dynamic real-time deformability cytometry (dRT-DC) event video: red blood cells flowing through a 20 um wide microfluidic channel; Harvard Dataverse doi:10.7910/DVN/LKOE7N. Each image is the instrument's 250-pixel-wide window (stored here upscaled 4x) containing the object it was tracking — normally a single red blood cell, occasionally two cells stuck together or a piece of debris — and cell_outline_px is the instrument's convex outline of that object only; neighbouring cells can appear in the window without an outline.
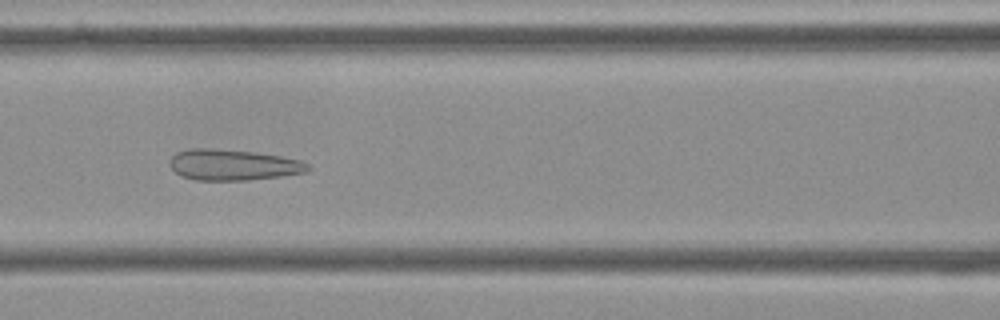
{"species": "Egyptian fruit bat (a non-hibernating species)", "species_latin": "Rousettus aegyptiacus", "temperature_condition": "cold", "stored_images_in_passage": 45, "camera_frame_rate_fps": 3000, "um_per_image_px": 0.085, "frame": {"image": 1, "passage_image": 14, "time_ms": 4.333, "image_size_px": [1000, 320], "cell_outline_px": [[312, 168], [308, 172], [280, 176], [248, 180], [196, 180], [180, 176], [168, 164], [168, 160], [176, 152], [188, 148], [208, 148], [252, 152], [280, 156], [300, 160], [308, 164]], "centroid_in_image_um": [19.78, 14.01], "position_along_channel_um": 146.8, "area_um2": 24.97}}
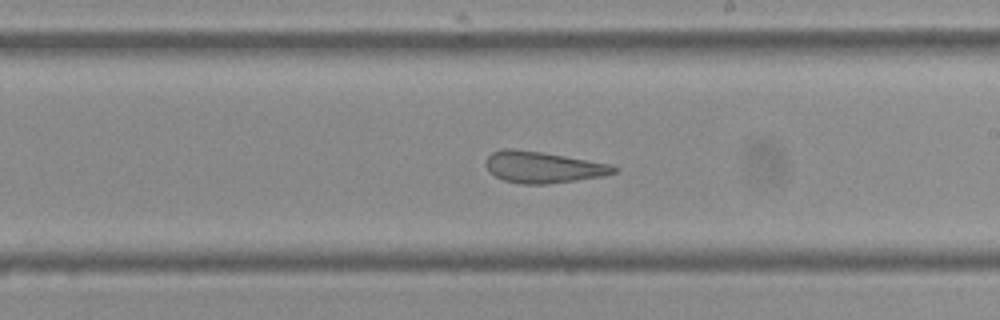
{"frame": {"image": 2, "passage_image": 22, "time_ms": 7.0, "image_size_px": [1000, 320], "cell_outline_px": [[620, 168], [616, 172], [604, 176], [576, 180], [544, 184], [520, 184], [504, 180], [496, 176], [484, 164], [484, 160], [492, 152], [504, 148], [512, 148], [540, 152], [612, 164]], "centroid_in_image_um": [46.16, 14.21], "position_along_channel_um": 242.8, "area_um2": 23.35}}
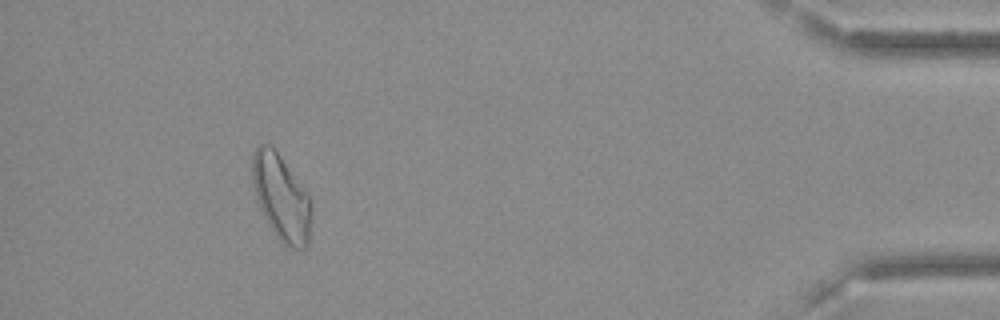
{"frame": {"image": 3, "passage_image": 41, "time_ms": 13.333, "image_size_px": [1000, 320], "cell_outline_px": [[312, 216], [308, 244], [304, 248], [288, 248], [276, 236], [268, 224], [256, 200], [252, 184], [252, 152], [260, 144], [272, 144], [312, 200]], "centroid_in_image_um": [23.9, 16.79], "position_along_channel_um": 411.3, "area_um2": 29.88}, "authors_computed_cell_mechanics": {"area_um2": 26.1834, "velocity_mm_per_s": 3.6065, "shape_relaxation_time_tau1_ms": null, "shape_relaxation_time_tau2_ms": 1.4073, "deformation_change_tau1": null, "deformation_change_tau2": 0.1161}}